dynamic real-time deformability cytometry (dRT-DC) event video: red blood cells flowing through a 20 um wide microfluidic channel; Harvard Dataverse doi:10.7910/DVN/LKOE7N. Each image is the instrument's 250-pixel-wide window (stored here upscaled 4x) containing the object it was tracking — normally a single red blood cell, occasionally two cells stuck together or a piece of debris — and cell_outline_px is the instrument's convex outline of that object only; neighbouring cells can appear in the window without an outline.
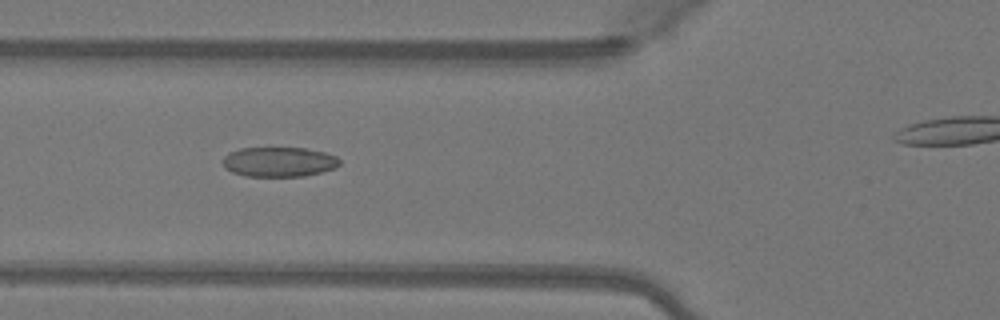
{"species": "Egyptian fruit bat (a non-hibernating species)", "species_latin": "Rousettus aegyptiacus", "temperature_condition": "warm", "stored_images_in_passage": 34, "camera_frame_rate_fps": 3000, "um_per_image_px": 0.085, "animal": {"sex": "female"}, "frame": {"image": 1, "passage_image": 9, "time_ms": 2.667, "image_size_px": [1000, 320], "cell_outline_px": [[340, 164], [332, 168], [320, 172], [304, 176], [244, 176], [232, 172], [224, 168], [224, 156], [228, 152], [240, 148], [304, 148], [324, 152], [336, 156], [340, 160]], "centroid_in_image_um": [23.68, 13.75], "position_along_channel_um": 102.1, "area_um2": 20.17}}
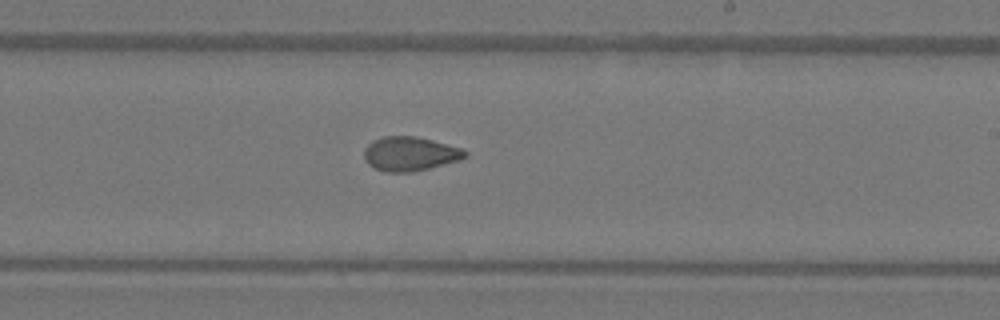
{"frame": {"image": 2, "passage_image": 20, "time_ms": 6.333, "image_size_px": [1000, 320], "cell_outline_px": [[468, 156], [460, 160], [412, 172], [384, 172], [368, 164], [364, 160], [364, 148], [372, 140], [384, 136], [416, 136], [464, 148], [468, 152]], "centroid_in_image_um": [34.86, 13.06], "position_along_channel_um": 254.1, "area_um2": 20.29}}
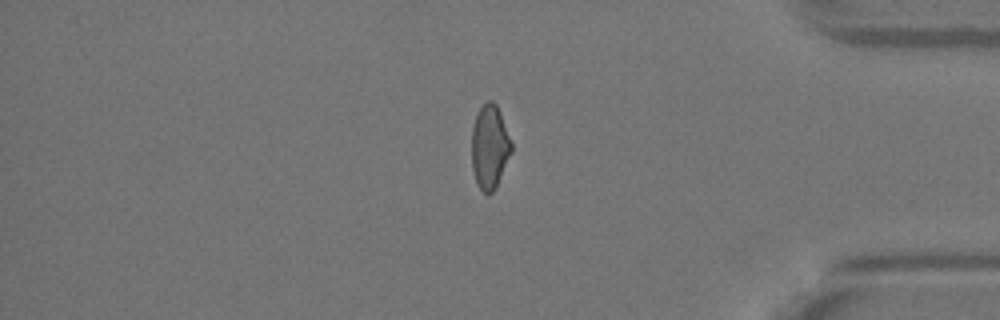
{"frame": {"image": 3, "passage_image": 32, "time_ms": 10.333, "image_size_px": [1000, 320], "cell_outline_px": [[512, 152], [496, 188], [488, 196], [476, 184], [472, 168], [472, 128], [476, 116], [480, 108], [488, 100], [492, 100], [496, 104], [500, 112], [512, 144]], "centroid_in_image_um": [41.62, 12.52], "position_along_channel_um": 393.6, "area_um2": 19.48}, "authors_computed_cell_mechanics": {"area_um2": 20.1433, "velocity_mm_per_s": 4.1414, "shape_relaxation_time_tau1_ms": 5.3816, "shape_relaxation_time_tau2_ms": 1.639, "deformation_change_tau1": 0.1558, "deformation_change_tau2": 0.0651}}